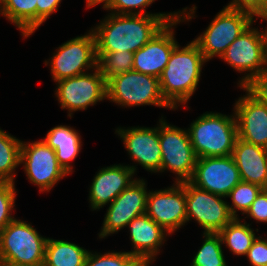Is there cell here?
<instances>
[{"label":"cell","mask_w":267,"mask_h":266,"mask_svg":"<svg viewBox=\"0 0 267 266\" xmlns=\"http://www.w3.org/2000/svg\"><path fill=\"white\" fill-rule=\"evenodd\" d=\"M178 15L108 13L95 27L96 53H135Z\"/></svg>","instance_id":"1"},{"label":"cell","mask_w":267,"mask_h":266,"mask_svg":"<svg viewBox=\"0 0 267 266\" xmlns=\"http://www.w3.org/2000/svg\"><path fill=\"white\" fill-rule=\"evenodd\" d=\"M207 60L192 40L182 47L178 44L159 77L164 99L176 110L188 103L199 86L201 72Z\"/></svg>","instance_id":"2"},{"label":"cell","mask_w":267,"mask_h":266,"mask_svg":"<svg viewBox=\"0 0 267 266\" xmlns=\"http://www.w3.org/2000/svg\"><path fill=\"white\" fill-rule=\"evenodd\" d=\"M189 126L187 129L197 158L232 155L238 138L234 112L231 115L205 112Z\"/></svg>","instance_id":"3"},{"label":"cell","mask_w":267,"mask_h":266,"mask_svg":"<svg viewBox=\"0 0 267 266\" xmlns=\"http://www.w3.org/2000/svg\"><path fill=\"white\" fill-rule=\"evenodd\" d=\"M47 240L29 222L15 218L0 232V263L43 266Z\"/></svg>","instance_id":"4"},{"label":"cell","mask_w":267,"mask_h":266,"mask_svg":"<svg viewBox=\"0 0 267 266\" xmlns=\"http://www.w3.org/2000/svg\"><path fill=\"white\" fill-rule=\"evenodd\" d=\"M107 99L125 108L153 105L174 110L162 95L159 78L135 70L118 74L107 81Z\"/></svg>","instance_id":"5"},{"label":"cell","mask_w":267,"mask_h":266,"mask_svg":"<svg viewBox=\"0 0 267 266\" xmlns=\"http://www.w3.org/2000/svg\"><path fill=\"white\" fill-rule=\"evenodd\" d=\"M252 26L239 35L220 57L234 70L244 73L238 87L245 86L267 68V27L261 31Z\"/></svg>","instance_id":"6"},{"label":"cell","mask_w":267,"mask_h":266,"mask_svg":"<svg viewBox=\"0 0 267 266\" xmlns=\"http://www.w3.org/2000/svg\"><path fill=\"white\" fill-rule=\"evenodd\" d=\"M159 142L161 147L160 173L170 171L176 174V183L190 181L197 161L188 129L159 119Z\"/></svg>","instance_id":"7"},{"label":"cell","mask_w":267,"mask_h":266,"mask_svg":"<svg viewBox=\"0 0 267 266\" xmlns=\"http://www.w3.org/2000/svg\"><path fill=\"white\" fill-rule=\"evenodd\" d=\"M45 65L54 82L82 75L97 68L96 39L92 29L59 45Z\"/></svg>","instance_id":"8"},{"label":"cell","mask_w":267,"mask_h":266,"mask_svg":"<svg viewBox=\"0 0 267 266\" xmlns=\"http://www.w3.org/2000/svg\"><path fill=\"white\" fill-rule=\"evenodd\" d=\"M255 22L256 19L249 13L223 6L206 30L193 41L207 61L214 57L220 58L229 45Z\"/></svg>","instance_id":"9"},{"label":"cell","mask_w":267,"mask_h":266,"mask_svg":"<svg viewBox=\"0 0 267 266\" xmlns=\"http://www.w3.org/2000/svg\"><path fill=\"white\" fill-rule=\"evenodd\" d=\"M197 7L178 10V16L162 28L149 42L134 53L133 70L159 78L166 67L173 49L178 45L174 28L180 22L195 18ZM189 9V10H187Z\"/></svg>","instance_id":"10"},{"label":"cell","mask_w":267,"mask_h":266,"mask_svg":"<svg viewBox=\"0 0 267 266\" xmlns=\"http://www.w3.org/2000/svg\"><path fill=\"white\" fill-rule=\"evenodd\" d=\"M55 97L72 118L76 111L87 110L97 102L107 100V81L99 68L82 75L57 81Z\"/></svg>","instance_id":"11"},{"label":"cell","mask_w":267,"mask_h":266,"mask_svg":"<svg viewBox=\"0 0 267 266\" xmlns=\"http://www.w3.org/2000/svg\"><path fill=\"white\" fill-rule=\"evenodd\" d=\"M30 183L37 185L39 192H49L68 174L59 165L55 150L44 140L21 141L20 166Z\"/></svg>","instance_id":"12"},{"label":"cell","mask_w":267,"mask_h":266,"mask_svg":"<svg viewBox=\"0 0 267 266\" xmlns=\"http://www.w3.org/2000/svg\"><path fill=\"white\" fill-rule=\"evenodd\" d=\"M185 198L187 222L196 221L203 233H219L234 219L224 197L200 189L190 181L185 182Z\"/></svg>","instance_id":"13"},{"label":"cell","mask_w":267,"mask_h":266,"mask_svg":"<svg viewBox=\"0 0 267 266\" xmlns=\"http://www.w3.org/2000/svg\"><path fill=\"white\" fill-rule=\"evenodd\" d=\"M146 183L145 179L136 178L109 204L98 233L99 239L118 233L126 228L132 219L145 214L149 193Z\"/></svg>","instance_id":"14"},{"label":"cell","mask_w":267,"mask_h":266,"mask_svg":"<svg viewBox=\"0 0 267 266\" xmlns=\"http://www.w3.org/2000/svg\"><path fill=\"white\" fill-rule=\"evenodd\" d=\"M145 213L170 235L182 228L187 223L185 182L149 190Z\"/></svg>","instance_id":"15"},{"label":"cell","mask_w":267,"mask_h":266,"mask_svg":"<svg viewBox=\"0 0 267 266\" xmlns=\"http://www.w3.org/2000/svg\"><path fill=\"white\" fill-rule=\"evenodd\" d=\"M115 133L122 139L124 147L135 165L128 166L136 174L137 163L148 172L160 173L161 147L159 124L156 127H117ZM136 162V163H135Z\"/></svg>","instance_id":"16"},{"label":"cell","mask_w":267,"mask_h":266,"mask_svg":"<svg viewBox=\"0 0 267 266\" xmlns=\"http://www.w3.org/2000/svg\"><path fill=\"white\" fill-rule=\"evenodd\" d=\"M240 181V173L232 155L197 158L190 180L196 187L224 199Z\"/></svg>","instance_id":"17"},{"label":"cell","mask_w":267,"mask_h":266,"mask_svg":"<svg viewBox=\"0 0 267 266\" xmlns=\"http://www.w3.org/2000/svg\"><path fill=\"white\" fill-rule=\"evenodd\" d=\"M244 96L234 103L238 138L267 149V106L260 103L244 87Z\"/></svg>","instance_id":"18"},{"label":"cell","mask_w":267,"mask_h":266,"mask_svg":"<svg viewBox=\"0 0 267 266\" xmlns=\"http://www.w3.org/2000/svg\"><path fill=\"white\" fill-rule=\"evenodd\" d=\"M135 173L128 165L114 164L101 168L89 188V203L92 211H98L111 203L134 180Z\"/></svg>","instance_id":"19"},{"label":"cell","mask_w":267,"mask_h":266,"mask_svg":"<svg viewBox=\"0 0 267 266\" xmlns=\"http://www.w3.org/2000/svg\"><path fill=\"white\" fill-rule=\"evenodd\" d=\"M126 227L132 242V250L128 252L140 262L156 261L166 237L170 234L146 213L132 219Z\"/></svg>","instance_id":"20"},{"label":"cell","mask_w":267,"mask_h":266,"mask_svg":"<svg viewBox=\"0 0 267 266\" xmlns=\"http://www.w3.org/2000/svg\"><path fill=\"white\" fill-rule=\"evenodd\" d=\"M232 156L241 181L267 189V149L237 138Z\"/></svg>","instance_id":"21"},{"label":"cell","mask_w":267,"mask_h":266,"mask_svg":"<svg viewBox=\"0 0 267 266\" xmlns=\"http://www.w3.org/2000/svg\"><path fill=\"white\" fill-rule=\"evenodd\" d=\"M81 135L76 129L67 125H57L51 128L43 138L45 143L55 150L59 165L69 175L74 169L71 161H74L83 146Z\"/></svg>","instance_id":"22"},{"label":"cell","mask_w":267,"mask_h":266,"mask_svg":"<svg viewBox=\"0 0 267 266\" xmlns=\"http://www.w3.org/2000/svg\"><path fill=\"white\" fill-rule=\"evenodd\" d=\"M38 0H0V14L28 38L37 30Z\"/></svg>","instance_id":"23"},{"label":"cell","mask_w":267,"mask_h":266,"mask_svg":"<svg viewBox=\"0 0 267 266\" xmlns=\"http://www.w3.org/2000/svg\"><path fill=\"white\" fill-rule=\"evenodd\" d=\"M88 252L75 243L48 237L43 266H85Z\"/></svg>","instance_id":"24"},{"label":"cell","mask_w":267,"mask_h":266,"mask_svg":"<svg viewBox=\"0 0 267 266\" xmlns=\"http://www.w3.org/2000/svg\"><path fill=\"white\" fill-rule=\"evenodd\" d=\"M234 218L228 223L218 234L222 239V244L228 247V250L234 255L246 256L253 241L256 239L254 229L250 227L251 224ZM243 221V222H242Z\"/></svg>","instance_id":"25"},{"label":"cell","mask_w":267,"mask_h":266,"mask_svg":"<svg viewBox=\"0 0 267 266\" xmlns=\"http://www.w3.org/2000/svg\"><path fill=\"white\" fill-rule=\"evenodd\" d=\"M21 141L0 128V182L15 183L20 165Z\"/></svg>","instance_id":"26"},{"label":"cell","mask_w":267,"mask_h":266,"mask_svg":"<svg viewBox=\"0 0 267 266\" xmlns=\"http://www.w3.org/2000/svg\"><path fill=\"white\" fill-rule=\"evenodd\" d=\"M203 244L191 261L192 266H228L218 233H203Z\"/></svg>","instance_id":"27"},{"label":"cell","mask_w":267,"mask_h":266,"mask_svg":"<svg viewBox=\"0 0 267 266\" xmlns=\"http://www.w3.org/2000/svg\"><path fill=\"white\" fill-rule=\"evenodd\" d=\"M97 67L106 81L111 77L133 70L134 53L116 51L110 53H96Z\"/></svg>","instance_id":"28"},{"label":"cell","mask_w":267,"mask_h":266,"mask_svg":"<svg viewBox=\"0 0 267 266\" xmlns=\"http://www.w3.org/2000/svg\"><path fill=\"white\" fill-rule=\"evenodd\" d=\"M261 190L262 188L257 185L240 181L227 195L232 202L227 203L231 215L234 218H240L239 211L242 213L241 215H245Z\"/></svg>","instance_id":"29"},{"label":"cell","mask_w":267,"mask_h":266,"mask_svg":"<svg viewBox=\"0 0 267 266\" xmlns=\"http://www.w3.org/2000/svg\"><path fill=\"white\" fill-rule=\"evenodd\" d=\"M140 261L129 252L108 251L98 253L89 251L85 266H138Z\"/></svg>","instance_id":"30"},{"label":"cell","mask_w":267,"mask_h":266,"mask_svg":"<svg viewBox=\"0 0 267 266\" xmlns=\"http://www.w3.org/2000/svg\"><path fill=\"white\" fill-rule=\"evenodd\" d=\"M155 0H109L103 7L108 12L114 14H136V15H178V11L170 13H151L146 11Z\"/></svg>","instance_id":"31"},{"label":"cell","mask_w":267,"mask_h":266,"mask_svg":"<svg viewBox=\"0 0 267 266\" xmlns=\"http://www.w3.org/2000/svg\"><path fill=\"white\" fill-rule=\"evenodd\" d=\"M14 184L11 182H0V232L15 219L12 216L17 194Z\"/></svg>","instance_id":"32"},{"label":"cell","mask_w":267,"mask_h":266,"mask_svg":"<svg viewBox=\"0 0 267 266\" xmlns=\"http://www.w3.org/2000/svg\"><path fill=\"white\" fill-rule=\"evenodd\" d=\"M225 7L247 12L254 18L267 21V0H232Z\"/></svg>","instance_id":"33"},{"label":"cell","mask_w":267,"mask_h":266,"mask_svg":"<svg viewBox=\"0 0 267 266\" xmlns=\"http://www.w3.org/2000/svg\"><path fill=\"white\" fill-rule=\"evenodd\" d=\"M246 257L251 266H267V238L257 234Z\"/></svg>","instance_id":"34"},{"label":"cell","mask_w":267,"mask_h":266,"mask_svg":"<svg viewBox=\"0 0 267 266\" xmlns=\"http://www.w3.org/2000/svg\"><path fill=\"white\" fill-rule=\"evenodd\" d=\"M260 103L267 106V69L243 86Z\"/></svg>","instance_id":"35"},{"label":"cell","mask_w":267,"mask_h":266,"mask_svg":"<svg viewBox=\"0 0 267 266\" xmlns=\"http://www.w3.org/2000/svg\"><path fill=\"white\" fill-rule=\"evenodd\" d=\"M245 215L246 218L257 221L256 223H267V189L260 191Z\"/></svg>","instance_id":"36"},{"label":"cell","mask_w":267,"mask_h":266,"mask_svg":"<svg viewBox=\"0 0 267 266\" xmlns=\"http://www.w3.org/2000/svg\"><path fill=\"white\" fill-rule=\"evenodd\" d=\"M62 0H38L37 4V29L58 10Z\"/></svg>","instance_id":"37"},{"label":"cell","mask_w":267,"mask_h":266,"mask_svg":"<svg viewBox=\"0 0 267 266\" xmlns=\"http://www.w3.org/2000/svg\"><path fill=\"white\" fill-rule=\"evenodd\" d=\"M109 2V0H86V7L91 8L102 3V8Z\"/></svg>","instance_id":"38"},{"label":"cell","mask_w":267,"mask_h":266,"mask_svg":"<svg viewBox=\"0 0 267 266\" xmlns=\"http://www.w3.org/2000/svg\"><path fill=\"white\" fill-rule=\"evenodd\" d=\"M150 264L153 265V261H148V262H140L138 266H150Z\"/></svg>","instance_id":"39"},{"label":"cell","mask_w":267,"mask_h":266,"mask_svg":"<svg viewBox=\"0 0 267 266\" xmlns=\"http://www.w3.org/2000/svg\"><path fill=\"white\" fill-rule=\"evenodd\" d=\"M0 266H26V265H15V264H8V263H0Z\"/></svg>","instance_id":"40"}]
</instances>
